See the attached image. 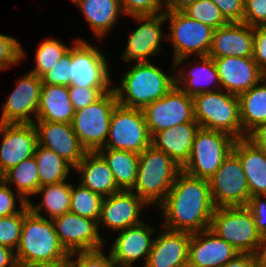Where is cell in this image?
I'll return each instance as SVG.
<instances>
[{
  "mask_svg": "<svg viewBox=\"0 0 266 267\" xmlns=\"http://www.w3.org/2000/svg\"><path fill=\"white\" fill-rule=\"evenodd\" d=\"M165 20L171 25L166 40H172L174 45V71L193 53L198 57L208 55L214 33L212 27L189 18L182 11L165 12Z\"/></svg>",
  "mask_w": 266,
  "mask_h": 267,
  "instance_id": "obj_9",
  "label": "cell"
},
{
  "mask_svg": "<svg viewBox=\"0 0 266 267\" xmlns=\"http://www.w3.org/2000/svg\"><path fill=\"white\" fill-rule=\"evenodd\" d=\"M117 104L118 100L112 89L95 103L75 111L72 129L87 152H97L105 146L111 115Z\"/></svg>",
  "mask_w": 266,
  "mask_h": 267,
  "instance_id": "obj_8",
  "label": "cell"
},
{
  "mask_svg": "<svg viewBox=\"0 0 266 267\" xmlns=\"http://www.w3.org/2000/svg\"><path fill=\"white\" fill-rule=\"evenodd\" d=\"M195 0H163L164 11H182Z\"/></svg>",
  "mask_w": 266,
  "mask_h": 267,
  "instance_id": "obj_53",
  "label": "cell"
},
{
  "mask_svg": "<svg viewBox=\"0 0 266 267\" xmlns=\"http://www.w3.org/2000/svg\"><path fill=\"white\" fill-rule=\"evenodd\" d=\"M253 60L266 74V26L253 27Z\"/></svg>",
  "mask_w": 266,
  "mask_h": 267,
  "instance_id": "obj_47",
  "label": "cell"
},
{
  "mask_svg": "<svg viewBox=\"0 0 266 267\" xmlns=\"http://www.w3.org/2000/svg\"><path fill=\"white\" fill-rule=\"evenodd\" d=\"M263 82L265 84H262ZM238 99L240 120L245 138L266 121V75L255 86L239 94Z\"/></svg>",
  "mask_w": 266,
  "mask_h": 267,
  "instance_id": "obj_31",
  "label": "cell"
},
{
  "mask_svg": "<svg viewBox=\"0 0 266 267\" xmlns=\"http://www.w3.org/2000/svg\"><path fill=\"white\" fill-rule=\"evenodd\" d=\"M103 199L104 197L100 194L81 184L77 187L72 184L70 212L95 220L98 223Z\"/></svg>",
  "mask_w": 266,
  "mask_h": 267,
  "instance_id": "obj_36",
  "label": "cell"
},
{
  "mask_svg": "<svg viewBox=\"0 0 266 267\" xmlns=\"http://www.w3.org/2000/svg\"><path fill=\"white\" fill-rule=\"evenodd\" d=\"M239 252L210 229L191 234L188 267H223Z\"/></svg>",
  "mask_w": 266,
  "mask_h": 267,
  "instance_id": "obj_21",
  "label": "cell"
},
{
  "mask_svg": "<svg viewBox=\"0 0 266 267\" xmlns=\"http://www.w3.org/2000/svg\"><path fill=\"white\" fill-rule=\"evenodd\" d=\"M256 256L259 267H266V234L262 235L260 247Z\"/></svg>",
  "mask_w": 266,
  "mask_h": 267,
  "instance_id": "obj_55",
  "label": "cell"
},
{
  "mask_svg": "<svg viewBox=\"0 0 266 267\" xmlns=\"http://www.w3.org/2000/svg\"><path fill=\"white\" fill-rule=\"evenodd\" d=\"M74 114L68 86L42 84L36 120L71 123Z\"/></svg>",
  "mask_w": 266,
  "mask_h": 267,
  "instance_id": "obj_28",
  "label": "cell"
},
{
  "mask_svg": "<svg viewBox=\"0 0 266 267\" xmlns=\"http://www.w3.org/2000/svg\"><path fill=\"white\" fill-rule=\"evenodd\" d=\"M154 238L144 267H188L191 233L165 229Z\"/></svg>",
  "mask_w": 266,
  "mask_h": 267,
  "instance_id": "obj_24",
  "label": "cell"
},
{
  "mask_svg": "<svg viewBox=\"0 0 266 267\" xmlns=\"http://www.w3.org/2000/svg\"><path fill=\"white\" fill-rule=\"evenodd\" d=\"M154 228L145 222L123 229L111 246L110 254L118 267H132L133 262L145 256V262L152 249Z\"/></svg>",
  "mask_w": 266,
  "mask_h": 267,
  "instance_id": "obj_22",
  "label": "cell"
},
{
  "mask_svg": "<svg viewBox=\"0 0 266 267\" xmlns=\"http://www.w3.org/2000/svg\"><path fill=\"white\" fill-rule=\"evenodd\" d=\"M89 23L94 35L100 40L114 27L120 13V0H74Z\"/></svg>",
  "mask_w": 266,
  "mask_h": 267,
  "instance_id": "obj_30",
  "label": "cell"
},
{
  "mask_svg": "<svg viewBox=\"0 0 266 267\" xmlns=\"http://www.w3.org/2000/svg\"><path fill=\"white\" fill-rule=\"evenodd\" d=\"M97 152L107 162L118 188L131 191L137 180L139 154L115 149H99Z\"/></svg>",
  "mask_w": 266,
  "mask_h": 267,
  "instance_id": "obj_32",
  "label": "cell"
},
{
  "mask_svg": "<svg viewBox=\"0 0 266 267\" xmlns=\"http://www.w3.org/2000/svg\"><path fill=\"white\" fill-rule=\"evenodd\" d=\"M0 177L23 160L34 156L38 144L33 123H0Z\"/></svg>",
  "mask_w": 266,
  "mask_h": 267,
  "instance_id": "obj_16",
  "label": "cell"
},
{
  "mask_svg": "<svg viewBox=\"0 0 266 267\" xmlns=\"http://www.w3.org/2000/svg\"><path fill=\"white\" fill-rule=\"evenodd\" d=\"M1 178L8 185L15 184L20 205H28V196L35 195L39 188V171L35 157L23 160L5 172Z\"/></svg>",
  "mask_w": 266,
  "mask_h": 267,
  "instance_id": "obj_34",
  "label": "cell"
},
{
  "mask_svg": "<svg viewBox=\"0 0 266 267\" xmlns=\"http://www.w3.org/2000/svg\"><path fill=\"white\" fill-rule=\"evenodd\" d=\"M182 12L189 18L209 25L213 29L228 23L222 16L219 8L211 0H195L183 9Z\"/></svg>",
  "mask_w": 266,
  "mask_h": 267,
  "instance_id": "obj_38",
  "label": "cell"
},
{
  "mask_svg": "<svg viewBox=\"0 0 266 267\" xmlns=\"http://www.w3.org/2000/svg\"><path fill=\"white\" fill-rule=\"evenodd\" d=\"M36 121L33 124L37 131L38 145L53 150L74 169L87 151L80 144L71 123Z\"/></svg>",
  "mask_w": 266,
  "mask_h": 267,
  "instance_id": "obj_17",
  "label": "cell"
},
{
  "mask_svg": "<svg viewBox=\"0 0 266 267\" xmlns=\"http://www.w3.org/2000/svg\"><path fill=\"white\" fill-rule=\"evenodd\" d=\"M120 79V87H112L118 104L141 110L175 85V77L166 75L151 62L135 63Z\"/></svg>",
  "mask_w": 266,
  "mask_h": 267,
  "instance_id": "obj_3",
  "label": "cell"
},
{
  "mask_svg": "<svg viewBox=\"0 0 266 267\" xmlns=\"http://www.w3.org/2000/svg\"><path fill=\"white\" fill-rule=\"evenodd\" d=\"M69 48L57 39H45L35 53V68L30 72L41 78L63 57Z\"/></svg>",
  "mask_w": 266,
  "mask_h": 267,
  "instance_id": "obj_37",
  "label": "cell"
},
{
  "mask_svg": "<svg viewBox=\"0 0 266 267\" xmlns=\"http://www.w3.org/2000/svg\"><path fill=\"white\" fill-rule=\"evenodd\" d=\"M17 267H70L69 261L18 264Z\"/></svg>",
  "mask_w": 266,
  "mask_h": 267,
  "instance_id": "obj_54",
  "label": "cell"
},
{
  "mask_svg": "<svg viewBox=\"0 0 266 267\" xmlns=\"http://www.w3.org/2000/svg\"><path fill=\"white\" fill-rule=\"evenodd\" d=\"M218 72L221 89L239 95L265 77L253 57H220L213 58Z\"/></svg>",
  "mask_w": 266,
  "mask_h": 267,
  "instance_id": "obj_20",
  "label": "cell"
},
{
  "mask_svg": "<svg viewBox=\"0 0 266 267\" xmlns=\"http://www.w3.org/2000/svg\"><path fill=\"white\" fill-rule=\"evenodd\" d=\"M0 267H17L15 252L0 245Z\"/></svg>",
  "mask_w": 266,
  "mask_h": 267,
  "instance_id": "obj_52",
  "label": "cell"
},
{
  "mask_svg": "<svg viewBox=\"0 0 266 267\" xmlns=\"http://www.w3.org/2000/svg\"><path fill=\"white\" fill-rule=\"evenodd\" d=\"M209 229L239 253H258L262 236L247 206L215 208Z\"/></svg>",
  "mask_w": 266,
  "mask_h": 267,
  "instance_id": "obj_6",
  "label": "cell"
},
{
  "mask_svg": "<svg viewBox=\"0 0 266 267\" xmlns=\"http://www.w3.org/2000/svg\"><path fill=\"white\" fill-rule=\"evenodd\" d=\"M181 168L153 145L139 154L137 180L131 191L148 205L157 207L165 200Z\"/></svg>",
  "mask_w": 266,
  "mask_h": 267,
  "instance_id": "obj_4",
  "label": "cell"
},
{
  "mask_svg": "<svg viewBox=\"0 0 266 267\" xmlns=\"http://www.w3.org/2000/svg\"><path fill=\"white\" fill-rule=\"evenodd\" d=\"M207 56L253 57V27L244 22H231L214 29Z\"/></svg>",
  "mask_w": 266,
  "mask_h": 267,
  "instance_id": "obj_23",
  "label": "cell"
},
{
  "mask_svg": "<svg viewBox=\"0 0 266 267\" xmlns=\"http://www.w3.org/2000/svg\"><path fill=\"white\" fill-rule=\"evenodd\" d=\"M243 22L252 27L266 26V0H244Z\"/></svg>",
  "mask_w": 266,
  "mask_h": 267,
  "instance_id": "obj_45",
  "label": "cell"
},
{
  "mask_svg": "<svg viewBox=\"0 0 266 267\" xmlns=\"http://www.w3.org/2000/svg\"><path fill=\"white\" fill-rule=\"evenodd\" d=\"M23 49L16 38L0 34V70L20 63L26 55Z\"/></svg>",
  "mask_w": 266,
  "mask_h": 267,
  "instance_id": "obj_41",
  "label": "cell"
},
{
  "mask_svg": "<svg viewBox=\"0 0 266 267\" xmlns=\"http://www.w3.org/2000/svg\"><path fill=\"white\" fill-rule=\"evenodd\" d=\"M199 58L198 65L188 72L179 70L177 73L178 75L175 77V85L190 97L205 92L217 91L215 87L218 86V89H221L214 59L209 56H202ZM211 84H214L212 86L213 88H208Z\"/></svg>",
  "mask_w": 266,
  "mask_h": 267,
  "instance_id": "obj_29",
  "label": "cell"
},
{
  "mask_svg": "<svg viewBox=\"0 0 266 267\" xmlns=\"http://www.w3.org/2000/svg\"><path fill=\"white\" fill-rule=\"evenodd\" d=\"M112 90V87H89L83 88L78 86H68L70 101L74 110L85 108L95 103L106 92Z\"/></svg>",
  "mask_w": 266,
  "mask_h": 267,
  "instance_id": "obj_42",
  "label": "cell"
},
{
  "mask_svg": "<svg viewBox=\"0 0 266 267\" xmlns=\"http://www.w3.org/2000/svg\"><path fill=\"white\" fill-rule=\"evenodd\" d=\"M142 112L152 137L178 124L196 121L193 97L176 85L161 99L145 106Z\"/></svg>",
  "mask_w": 266,
  "mask_h": 267,
  "instance_id": "obj_11",
  "label": "cell"
},
{
  "mask_svg": "<svg viewBox=\"0 0 266 267\" xmlns=\"http://www.w3.org/2000/svg\"><path fill=\"white\" fill-rule=\"evenodd\" d=\"M123 15L144 16L165 12L163 0H120Z\"/></svg>",
  "mask_w": 266,
  "mask_h": 267,
  "instance_id": "obj_44",
  "label": "cell"
},
{
  "mask_svg": "<svg viewBox=\"0 0 266 267\" xmlns=\"http://www.w3.org/2000/svg\"><path fill=\"white\" fill-rule=\"evenodd\" d=\"M215 207L247 206L250 191L239 158L231 152L209 180Z\"/></svg>",
  "mask_w": 266,
  "mask_h": 267,
  "instance_id": "obj_12",
  "label": "cell"
},
{
  "mask_svg": "<svg viewBox=\"0 0 266 267\" xmlns=\"http://www.w3.org/2000/svg\"><path fill=\"white\" fill-rule=\"evenodd\" d=\"M71 191L72 184H67L66 181L40 186L35 195L42 194L43 200L37 203V205L29 201V210L33 214L41 217L42 215L40 212H42L44 208V212L46 211L50 217L49 219H54L64 213L70 212Z\"/></svg>",
  "mask_w": 266,
  "mask_h": 267,
  "instance_id": "obj_33",
  "label": "cell"
},
{
  "mask_svg": "<svg viewBox=\"0 0 266 267\" xmlns=\"http://www.w3.org/2000/svg\"><path fill=\"white\" fill-rule=\"evenodd\" d=\"M141 21L131 35L122 55L125 61H136L135 63L150 62L149 56L157 54L160 50V42L167 39L162 35V23H166L165 12L156 15L132 16Z\"/></svg>",
  "mask_w": 266,
  "mask_h": 267,
  "instance_id": "obj_18",
  "label": "cell"
},
{
  "mask_svg": "<svg viewBox=\"0 0 266 267\" xmlns=\"http://www.w3.org/2000/svg\"><path fill=\"white\" fill-rule=\"evenodd\" d=\"M223 91L220 89L193 97L195 120L200 128L222 131L236 140L242 139L244 131L240 120L238 96Z\"/></svg>",
  "mask_w": 266,
  "mask_h": 267,
  "instance_id": "obj_5",
  "label": "cell"
},
{
  "mask_svg": "<svg viewBox=\"0 0 266 267\" xmlns=\"http://www.w3.org/2000/svg\"><path fill=\"white\" fill-rule=\"evenodd\" d=\"M223 267H259V262L256 255L239 253Z\"/></svg>",
  "mask_w": 266,
  "mask_h": 267,
  "instance_id": "obj_50",
  "label": "cell"
},
{
  "mask_svg": "<svg viewBox=\"0 0 266 267\" xmlns=\"http://www.w3.org/2000/svg\"><path fill=\"white\" fill-rule=\"evenodd\" d=\"M236 139L222 132L199 128L187 163L181 168L188 175L210 180L232 152Z\"/></svg>",
  "mask_w": 266,
  "mask_h": 267,
  "instance_id": "obj_7",
  "label": "cell"
},
{
  "mask_svg": "<svg viewBox=\"0 0 266 267\" xmlns=\"http://www.w3.org/2000/svg\"><path fill=\"white\" fill-rule=\"evenodd\" d=\"M152 145V136L141 109L117 104L110 119L109 134L101 149L142 153Z\"/></svg>",
  "mask_w": 266,
  "mask_h": 267,
  "instance_id": "obj_10",
  "label": "cell"
},
{
  "mask_svg": "<svg viewBox=\"0 0 266 267\" xmlns=\"http://www.w3.org/2000/svg\"><path fill=\"white\" fill-rule=\"evenodd\" d=\"M69 255L59 242L52 219L33 214L27 205L20 242L15 251L17 265L69 261Z\"/></svg>",
  "mask_w": 266,
  "mask_h": 267,
  "instance_id": "obj_2",
  "label": "cell"
},
{
  "mask_svg": "<svg viewBox=\"0 0 266 267\" xmlns=\"http://www.w3.org/2000/svg\"><path fill=\"white\" fill-rule=\"evenodd\" d=\"M220 10L224 19L228 22H243L244 0H211Z\"/></svg>",
  "mask_w": 266,
  "mask_h": 267,
  "instance_id": "obj_46",
  "label": "cell"
},
{
  "mask_svg": "<svg viewBox=\"0 0 266 267\" xmlns=\"http://www.w3.org/2000/svg\"><path fill=\"white\" fill-rule=\"evenodd\" d=\"M60 244L70 254L77 251H93L103 248L95 220L72 212L52 219Z\"/></svg>",
  "mask_w": 266,
  "mask_h": 267,
  "instance_id": "obj_14",
  "label": "cell"
},
{
  "mask_svg": "<svg viewBox=\"0 0 266 267\" xmlns=\"http://www.w3.org/2000/svg\"><path fill=\"white\" fill-rule=\"evenodd\" d=\"M42 83L70 86L71 81V47L55 65L42 77Z\"/></svg>",
  "mask_w": 266,
  "mask_h": 267,
  "instance_id": "obj_43",
  "label": "cell"
},
{
  "mask_svg": "<svg viewBox=\"0 0 266 267\" xmlns=\"http://www.w3.org/2000/svg\"><path fill=\"white\" fill-rule=\"evenodd\" d=\"M247 138L266 156V121L256 127Z\"/></svg>",
  "mask_w": 266,
  "mask_h": 267,
  "instance_id": "obj_51",
  "label": "cell"
},
{
  "mask_svg": "<svg viewBox=\"0 0 266 267\" xmlns=\"http://www.w3.org/2000/svg\"><path fill=\"white\" fill-rule=\"evenodd\" d=\"M74 169L81 172L80 184L102 197L121 191L107 162L98 152H86Z\"/></svg>",
  "mask_w": 266,
  "mask_h": 267,
  "instance_id": "obj_27",
  "label": "cell"
},
{
  "mask_svg": "<svg viewBox=\"0 0 266 267\" xmlns=\"http://www.w3.org/2000/svg\"><path fill=\"white\" fill-rule=\"evenodd\" d=\"M24 209L17 214L0 217V245L16 251L22 232Z\"/></svg>",
  "mask_w": 266,
  "mask_h": 267,
  "instance_id": "obj_39",
  "label": "cell"
},
{
  "mask_svg": "<svg viewBox=\"0 0 266 267\" xmlns=\"http://www.w3.org/2000/svg\"><path fill=\"white\" fill-rule=\"evenodd\" d=\"M34 157L39 171V187L66 181L73 168L68 162L41 145L36 146Z\"/></svg>",
  "mask_w": 266,
  "mask_h": 267,
  "instance_id": "obj_35",
  "label": "cell"
},
{
  "mask_svg": "<svg viewBox=\"0 0 266 267\" xmlns=\"http://www.w3.org/2000/svg\"><path fill=\"white\" fill-rule=\"evenodd\" d=\"M148 204L133 191H119L104 197L98 221L100 225L114 231H122L141 222V207Z\"/></svg>",
  "mask_w": 266,
  "mask_h": 267,
  "instance_id": "obj_19",
  "label": "cell"
},
{
  "mask_svg": "<svg viewBox=\"0 0 266 267\" xmlns=\"http://www.w3.org/2000/svg\"><path fill=\"white\" fill-rule=\"evenodd\" d=\"M8 184L0 177V217H7L20 213L27 205H20L16 209V196Z\"/></svg>",
  "mask_w": 266,
  "mask_h": 267,
  "instance_id": "obj_48",
  "label": "cell"
},
{
  "mask_svg": "<svg viewBox=\"0 0 266 267\" xmlns=\"http://www.w3.org/2000/svg\"><path fill=\"white\" fill-rule=\"evenodd\" d=\"M266 196L255 195L250 197L247 208L252 212L255 227L257 231L262 235L266 234Z\"/></svg>",
  "mask_w": 266,
  "mask_h": 267,
  "instance_id": "obj_49",
  "label": "cell"
},
{
  "mask_svg": "<svg viewBox=\"0 0 266 267\" xmlns=\"http://www.w3.org/2000/svg\"><path fill=\"white\" fill-rule=\"evenodd\" d=\"M232 152L241 162L250 197L266 196V156L247 137L235 140Z\"/></svg>",
  "mask_w": 266,
  "mask_h": 267,
  "instance_id": "obj_26",
  "label": "cell"
},
{
  "mask_svg": "<svg viewBox=\"0 0 266 267\" xmlns=\"http://www.w3.org/2000/svg\"><path fill=\"white\" fill-rule=\"evenodd\" d=\"M200 126L197 121L185 122L157 132L152 145L166 153L180 168L189 160L192 144Z\"/></svg>",
  "mask_w": 266,
  "mask_h": 267,
  "instance_id": "obj_25",
  "label": "cell"
},
{
  "mask_svg": "<svg viewBox=\"0 0 266 267\" xmlns=\"http://www.w3.org/2000/svg\"><path fill=\"white\" fill-rule=\"evenodd\" d=\"M71 47V86L110 87L109 62L106 56L84 40Z\"/></svg>",
  "mask_w": 266,
  "mask_h": 267,
  "instance_id": "obj_13",
  "label": "cell"
},
{
  "mask_svg": "<svg viewBox=\"0 0 266 267\" xmlns=\"http://www.w3.org/2000/svg\"><path fill=\"white\" fill-rule=\"evenodd\" d=\"M42 80L34 73H27L17 81V87L9 95L8 100L2 106L0 123L31 124L36 122L34 118L40 103Z\"/></svg>",
  "mask_w": 266,
  "mask_h": 267,
  "instance_id": "obj_15",
  "label": "cell"
},
{
  "mask_svg": "<svg viewBox=\"0 0 266 267\" xmlns=\"http://www.w3.org/2000/svg\"><path fill=\"white\" fill-rule=\"evenodd\" d=\"M102 251V249H99L70 253V267H118V265L112 259L111 254L109 253L107 257ZM75 255L78 256V258H76L77 260L75 258L72 259L75 257Z\"/></svg>",
  "mask_w": 266,
  "mask_h": 267,
  "instance_id": "obj_40",
  "label": "cell"
},
{
  "mask_svg": "<svg viewBox=\"0 0 266 267\" xmlns=\"http://www.w3.org/2000/svg\"><path fill=\"white\" fill-rule=\"evenodd\" d=\"M158 207L163 211L164 228L191 234L210 228L216 208L209 180L188 175L182 170Z\"/></svg>",
  "mask_w": 266,
  "mask_h": 267,
  "instance_id": "obj_1",
  "label": "cell"
}]
</instances>
